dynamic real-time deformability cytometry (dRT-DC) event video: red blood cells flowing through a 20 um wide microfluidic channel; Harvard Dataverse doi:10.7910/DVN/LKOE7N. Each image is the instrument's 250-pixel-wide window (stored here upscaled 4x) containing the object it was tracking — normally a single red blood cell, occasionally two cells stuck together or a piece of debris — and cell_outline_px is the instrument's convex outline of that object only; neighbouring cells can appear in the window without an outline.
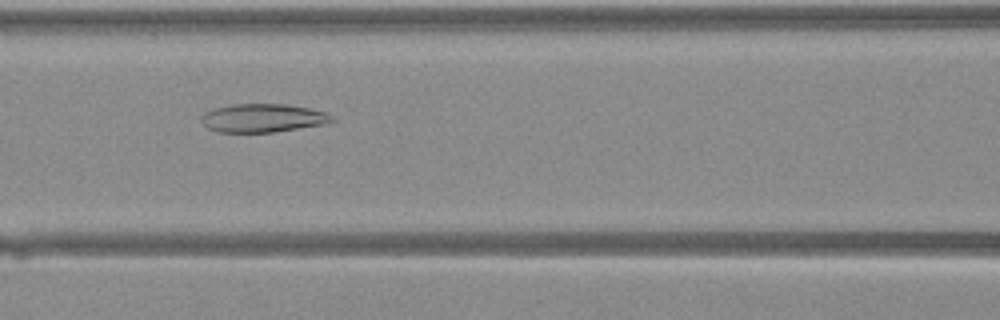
{"species": "Egyptian fruit bat (a non-hibernating species)", "species_latin": "Rousettus aegyptiacus", "temperature_condition": "warm", "stored_images_in_passage": 35, "camera_frame_rate_fps": 3000, "um_per_image_px": 0.085, "animal": {"sex": "female"}, "frame": {"image": 1, "passage_image": 17, "time_ms": 5.333, "image_size_px": [1000, 320], "cell_outline_px": [[336, 120], [324, 124], [272, 132], [216, 132], [208, 128], [200, 120], [200, 116], [204, 112], [216, 108], [232, 104], [284, 104], [308, 108], [328, 112]], "centroid_in_image_um": [22.33, 10.03], "position_along_channel_um": 144.3, "area_um2": 21.62}}
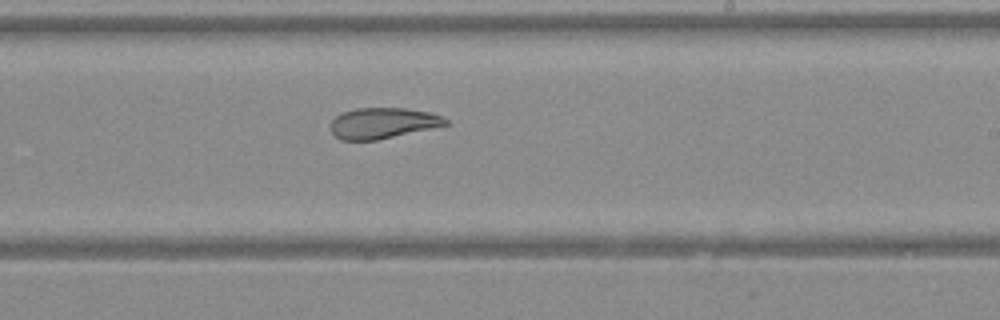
{"frame": {"image": 2, "passage_image": 24, "time_ms": 7.667, "image_size_px": [1000, 320], "cell_outline_px": [[448, 124], [376, 140], [340, 140], [332, 132], [332, 120], [336, 116], [344, 112], [356, 108], [404, 108], [428, 112], [440, 116], [448, 120]], "centroid_in_image_um": [32.51, 10.46], "position_along_channel_um": 256.5, "area_um2": 20.17}}
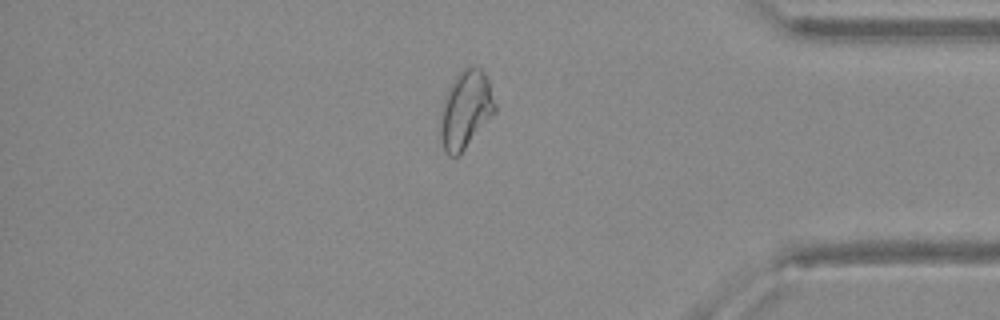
{"frame": {"image": 3, "passage_image": 34, "time_ms": 11.0, "image_size_px": [1000, 320], "cell_outline_px": [[496, 112], [460, 156], [448, 156], [444, 152], [440, 136], [440, 120], [444, 96], [448, 88], [456, 76], [464, 68], [480, 68], [484, 72], [488, 80], [496, 104]], "centroid_in_image_um": [39.58, 9.38], "position_along_channel_um": 395.6, "area_um2": 24.91}}